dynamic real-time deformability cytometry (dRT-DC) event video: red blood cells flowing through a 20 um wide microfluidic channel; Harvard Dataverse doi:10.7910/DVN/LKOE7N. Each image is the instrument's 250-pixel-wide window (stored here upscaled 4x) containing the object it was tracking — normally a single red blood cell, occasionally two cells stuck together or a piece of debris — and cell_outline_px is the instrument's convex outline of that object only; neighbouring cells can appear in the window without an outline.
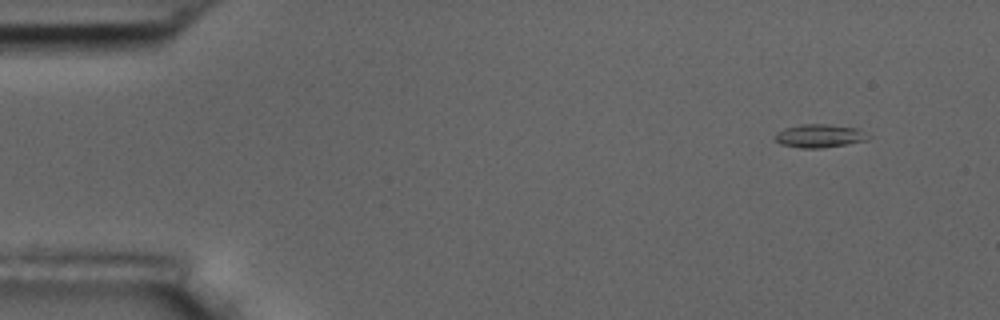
{"species": "common noctule bat (a hibernating species)", "species_latin": "Nyctalus noctula", "temperature_condition": "room temperature", "stored_images_in_passage": 4, "camera_frame_rate_fps": 3000, "um_per_image_px": 0.085, "animal": {"sex": "male", "body_mass_g": 17.5, "forearm_length_mm": 52.3}, "frame": {"image": 1, "passage_image": 1, "time_ms": 0.0, "image_size_px": [1000, 320], "cell_outline_px": [[872, 136], [868, 140], [820, 148], [800, 148], [780, 144], [772, 140], [772, 136], [776, 132], [784, 128], [800, 124], [828, 124], [856, 128]], "centroid_in_image_um": [69.58, 11.55], "position_along_channel_um": 15.4, "area_um2": 12.83}}
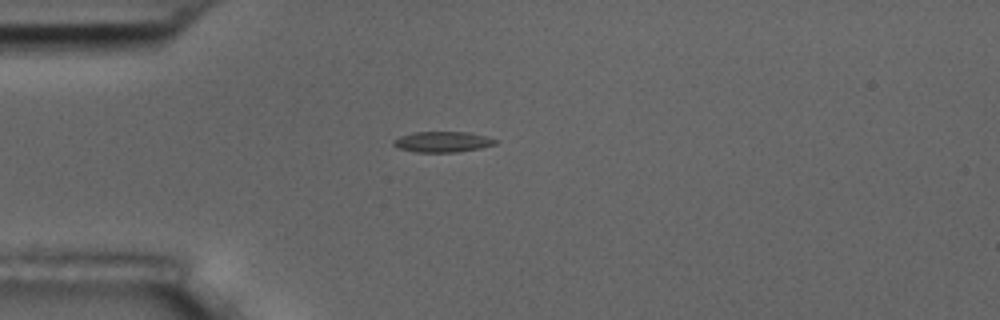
{"frame": {"image": 2, "passage_image": 4, "time_ms": 3.333, "image_size_px": [1000, 320], "cell_outline_px": [[500, 140], [496, 144], [480, 148], [456, 152], [416, 152], [400, 148], [392, 144], [392, 140], [400, 136], [412, 132], [468, 132]], "centroid_in_image_um": [37.62, 12.05], "position_along_channel_um": 47.4, "area_um2": 12.25}}